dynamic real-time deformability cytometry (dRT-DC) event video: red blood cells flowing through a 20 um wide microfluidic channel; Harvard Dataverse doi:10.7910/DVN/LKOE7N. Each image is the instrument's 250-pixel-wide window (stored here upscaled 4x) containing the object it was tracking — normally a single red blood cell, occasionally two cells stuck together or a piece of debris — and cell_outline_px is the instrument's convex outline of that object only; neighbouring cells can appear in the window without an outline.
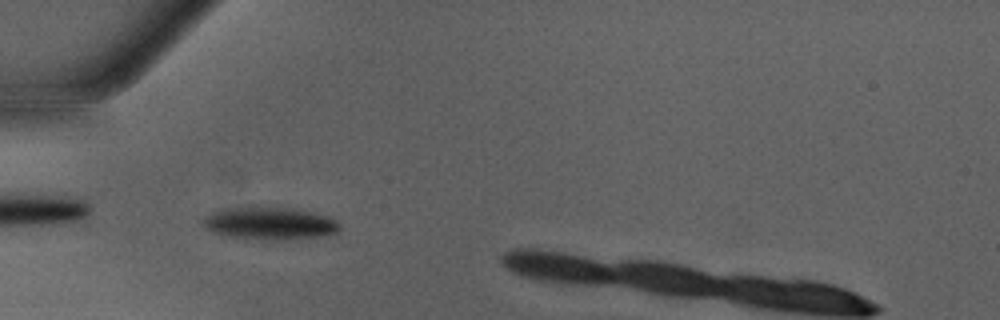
{"species": "Egyptian fruit bat (a non-hibernating species)", "species_latin": "Rousettus aegyptiacus", "temperature_condition": "warm", "stored_images_in_passage": 11, "camera_frame_rate_fps": 3000, "um_per_image_px": 0.085, "animal": {"sex": "male"}, "frame": {"image": 1, "passage_image": 7, "time_ms": 2.0, "image_size_px": [1000, 320], "cell_outline_px": [[340, 228], [336, 232], [328, 236], [228, 236], [212, 232], [204, 224], [204, 216], [212, 212], [224, 208], [248, 204], [256, 204], [296, 208], [328, 216], [336, 220], [340, 224]], "centroid_in_image_um": [22.9, 18.86], "position_along_channel_um": 62.1, "area_um2": 25.26}}